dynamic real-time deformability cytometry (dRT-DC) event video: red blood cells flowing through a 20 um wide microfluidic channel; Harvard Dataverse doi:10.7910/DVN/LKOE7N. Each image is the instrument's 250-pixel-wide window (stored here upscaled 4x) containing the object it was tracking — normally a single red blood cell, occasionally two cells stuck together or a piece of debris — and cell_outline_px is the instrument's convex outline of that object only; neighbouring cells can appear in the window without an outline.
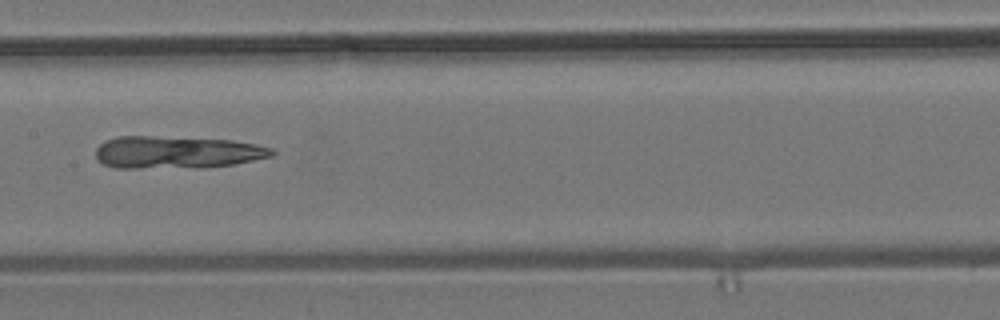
{"species": "common noctule bat (a hibernating species)", "species_latin": "Nyctalus noctula", "temperature_condition": "room temperature", "stored_images_in_passage": 8, "camera_frame_rate_fps": 3000, "um_per_image_px": 0.085, "animal": {"sex": "male", "body_mass_g": 19.2, "forearm_length_mm": 51.8}, "frame": {"image": 1, "passage_image": 8, "time_ms": 2.333, "image_size_px": [1000, 320], "cell_outline_px": [[276, 152], [272, 156], [232, 164], [204, 168], [112, 168], [104, 164], [96, 156], [96, 148], [104, 140], [116, 136], [152, 136], [232, 140], [256, 144], [272, 148]], "centroid_in_image_um": [15.0, 12.95], "position_along_channel_um": 192.4, "area_um2": 33.52}}